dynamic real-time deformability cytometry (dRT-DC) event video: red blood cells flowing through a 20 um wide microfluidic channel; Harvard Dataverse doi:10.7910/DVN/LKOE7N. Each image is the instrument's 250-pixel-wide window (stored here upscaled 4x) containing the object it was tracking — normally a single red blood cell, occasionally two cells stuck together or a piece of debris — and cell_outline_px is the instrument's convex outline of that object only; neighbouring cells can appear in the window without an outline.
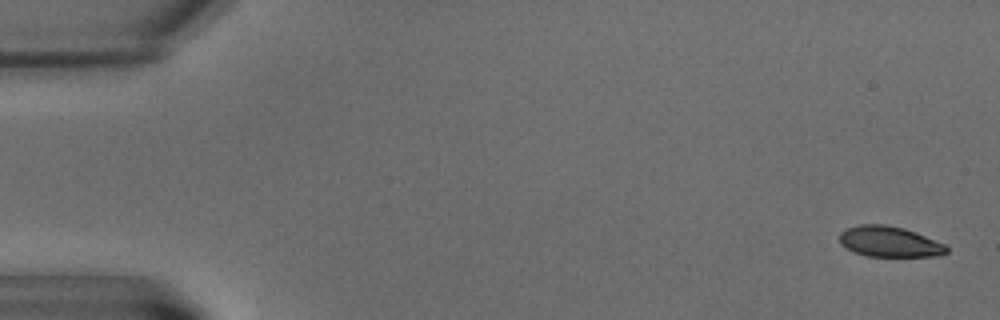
{"species": "common noctule bat (a hibernating species)", "species_latin": "Nyctalus noctula", "temperature_condition": "warm", "stored_images_in_passage": 3, "camera_frame_rate_fps": 3000, "um_per_image_px": 0.085, "animal": {"sex": "male", "body_mass_g": 15.6}, "frame": {"image": 1, "passage_image": 1, "time_ms": 0.0, "image_size_px": [1000, 320], "cell_outline_px": [[948, 252], [932, 256], [868, 256], [856, 252], [840, 244], [840, 232], [844, 228], [860, 224], [888, 224], [904, 228], [916, 232], [944, 244], [948, 248]], "centroid_in_image_um": [75.58, 20.52], "position_along_channel_um": 9.4, "area_um2": 19.02}}